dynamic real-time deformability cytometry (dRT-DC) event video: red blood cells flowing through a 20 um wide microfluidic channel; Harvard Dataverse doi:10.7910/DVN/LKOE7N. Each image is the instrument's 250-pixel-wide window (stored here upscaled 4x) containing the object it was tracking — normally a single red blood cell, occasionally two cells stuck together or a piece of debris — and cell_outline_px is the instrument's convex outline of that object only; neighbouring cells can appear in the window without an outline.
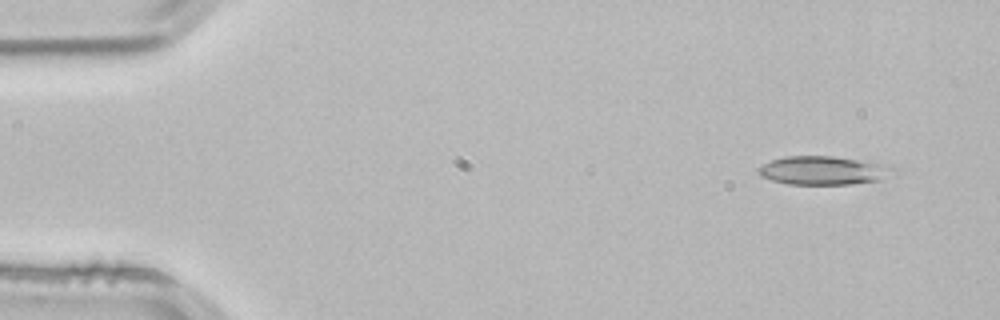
{"species": "common noctule bat (a hibernating species)", "species_latin": "Nyctalus noctula", "temperature_condition": "room temperature", "stored_images_in_passage": 48, "camera_frame_rate_fps": 3000, "um_per_image_px": 0.085, "animal": {"sex": "male", "body_mass_g": 21.5, "forearm_length_mm": 52.0}, "frame": {"image": 1, "passage_image": 1, "time_ms": 0.0, "image_size_px": [1000, 320], "cell_outline_px": [[896, 168], [880, 180], [848, 184], [788, 184], [772, 180], [760, 176], [756, 168], [772, 160], [784, 156], [832, 156], [884, 164]], "centroid_in_image_um": [69.92, 14.48], "position_along_channel_um": 15.1, "area_um2": 22.14}}
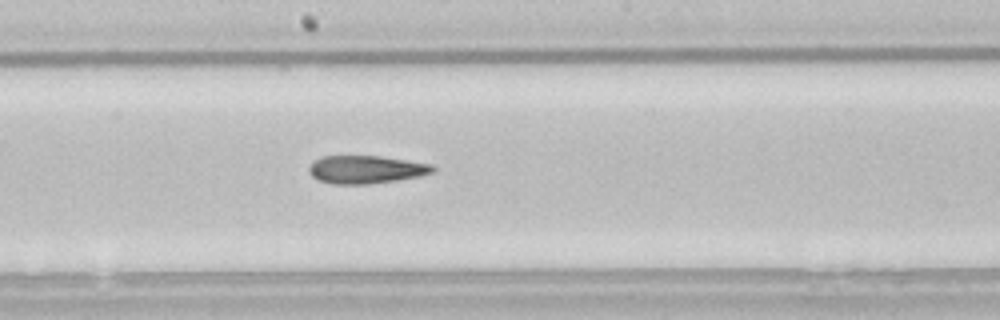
{"frame": {"image": 2, "passage_image": 25, "time_ms": 8.0, "image_size_px": [1000, 320], "cell_outline_px": [[436, 168], [432, 172], [420, 176], [396, 180], [368, 184], [336, 184], [320, 180], [312, 176], [308, 172], [308, 168], [320, 156], [380, 156], [432, 164]], "centroid_in_image_um": [31.11, 14.4], "position_along_channel_um": 217.1, "area_um2": 20.0}}
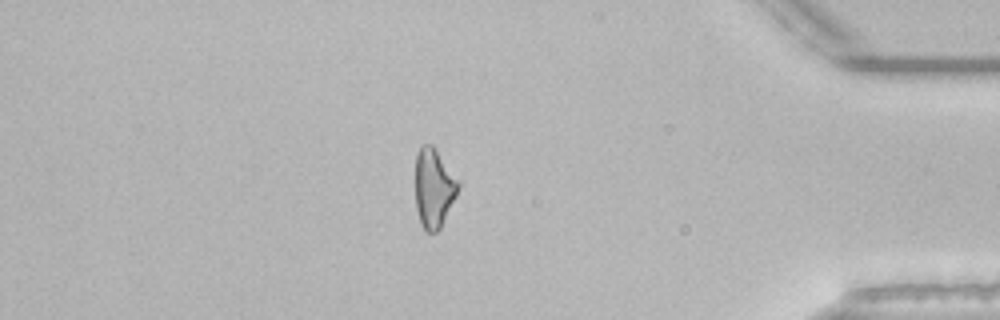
{"frame": {"image": 3, "passage_image": 42, "time_ms": 13.667, "image_size_px": [1000, 320], "cell_outline_px": [[460, 184], [456, 196], [440, 228], [436, 232], [424, 232], [420, 224], [416, 208], [416, 156], [420, 148], [424, 144], [432, 144], [460, 180]], "centroid_in_image_um": [36.88, 15.99], "position_along_channel_um": 398.3, "area_um2": 19.88}, "authors_computed_cell_mechanics": {"area_um2": 20.7502, "velocity_mm_per_s": 3.8542, "shape_relaxation_time_tau1_ms": null, "shape_relaxation_time_tau2_ms": 3.6896, "deformation_change_tau1": null, "deformation_change_tau2": 0.1438}}